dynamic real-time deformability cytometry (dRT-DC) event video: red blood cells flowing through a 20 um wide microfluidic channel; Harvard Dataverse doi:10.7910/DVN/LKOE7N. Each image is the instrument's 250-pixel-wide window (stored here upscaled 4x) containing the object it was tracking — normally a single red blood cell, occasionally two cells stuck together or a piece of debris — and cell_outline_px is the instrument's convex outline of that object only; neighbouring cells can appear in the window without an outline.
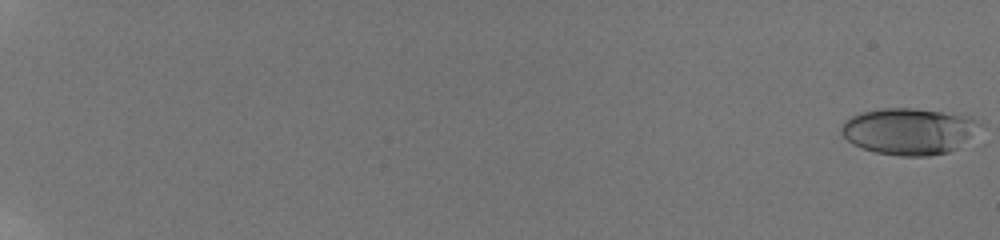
{"species": "human", "species_latin": "Homo sapiens", "temperature_condition": "room temperature", "stored_images_in_passage": 34, "camera_frame_rate_fps": 3000, "um_per_image_px": 0.085, "donor": {"sex": "male"}, "frame": {"image": 1, "passage_image": 1, "time_ms": 0.0, "image_size_px": [1000, 240], "cell_outline_px": [[984, 124], [956, 148], [948, 152], [928, 156], [900, 156], [876, 152], [852, 144], [840, 132], [840, 128], [844, 120], [860, 112], [880, 108], [916, 108], [972, 116], [984, 120]], "centroid_in_image_um": [77.28, 11.13], "position_along_channel_um": 7.7, "area_um2": 37.8}}
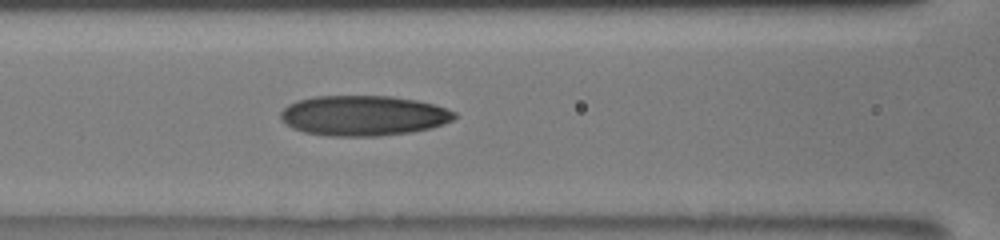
{"frame": {"image": 2, "passage_image": 23, "time_ms": 7.333, "image_size_px": [1000, 240], "cell_outline_px": [[456, 116], [452, 120], [444, 124], [432, 128], [408, 132], [376, 136], [328, 136], [304, 132], [292, 128], [280, 120], [280, 112], [288, 104], [296, 100], [316, 96], [392, 96], [416, 100], [436, 104], [456, 112]], "centroid_in_image_um": [30.87, 9.82], "position_along_channel_um": 135.7, "area_um2": 40.98}}
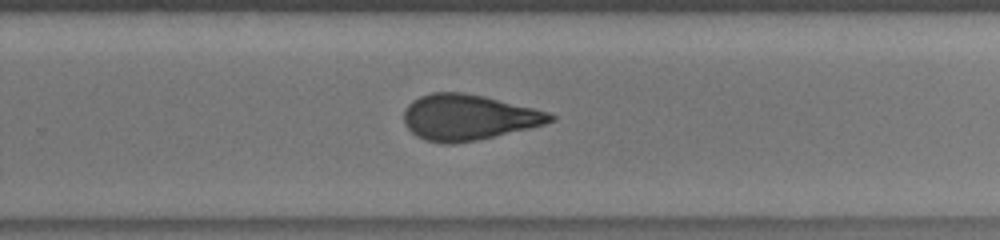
{"frame": {"image": 3, "passage_image": 34, "time_ms": 11.0, "image_size_px": [1000, 240], "cell_outline_px": [[556, 120], [532, 128], [476, 140], [452, 144], [444, 144], [424, 140], [416, 136], [404, 124], [404, 112], [408, 104], [412, 100], [420, 96], [432, 92], [464, 92], [484, 96], [552, 112], [556, 116]], "centroid_in_image_um": [39.83, 9.97], "position_along_channel_um": 290.0, "area_um2": 39.3}}